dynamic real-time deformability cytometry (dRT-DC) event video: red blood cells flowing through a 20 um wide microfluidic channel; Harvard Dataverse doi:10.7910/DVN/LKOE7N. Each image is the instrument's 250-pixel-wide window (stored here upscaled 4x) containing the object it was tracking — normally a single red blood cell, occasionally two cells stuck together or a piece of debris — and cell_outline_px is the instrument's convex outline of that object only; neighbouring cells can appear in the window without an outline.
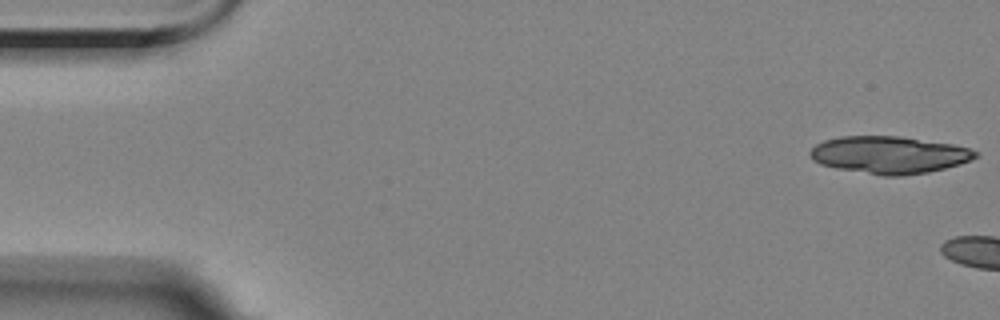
{"species": "Egyptian fruit bat (a non-hibernating species)", "species_latin": "Rousettus aegyptiacus", "temperature_condition": "room temperature", "stored_images_in_passage": 2, "camera_frame_rate_fps": 3000, "um_per_image_px": 0.085, "animal": {"sex": "female"}, "frame": {"image": 1, "passage_image": 1, "time_ms": 0.0, "image_size_px": [1000, 320], "cell_outline_px": [[980, 152], [976, 156], [960, 164], [928, 172], [900, 176], [884, 176], [836, 168], [820, 164], [812, 160], [808, 152], [816, 144], [824, 140], [840, 136], [900, 136], [952, 144], [968, 148]], "centroid_in_image_um": [75.54, 13.16], "position_along_channel_um": 9.5, "area_um2": 35.89}}